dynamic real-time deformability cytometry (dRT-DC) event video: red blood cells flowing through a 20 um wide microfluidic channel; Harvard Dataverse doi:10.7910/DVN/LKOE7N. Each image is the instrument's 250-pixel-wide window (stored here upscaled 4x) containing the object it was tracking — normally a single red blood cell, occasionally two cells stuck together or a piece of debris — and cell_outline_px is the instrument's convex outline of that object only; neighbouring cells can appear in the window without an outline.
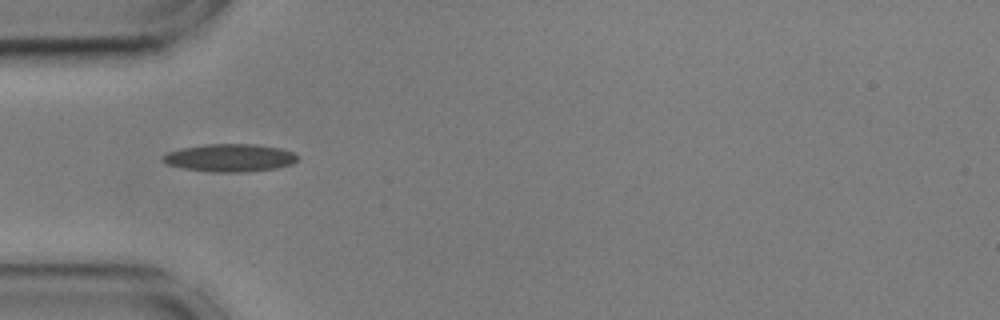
{"species": "common noctule bat (a hibernating species)", "species_latin": "Nyctalus noctula", "temperature_condition": "cold", "stored_images_in_passage": 4, "camera_frame_rate_fps": 3000, "um_per_image_px": 0.085, "animal": {"sex": "male", "body_mass_g": 17.9, "forearm_length_mm": 54.2}, "frame": {"image": 1, "passage_image": 1, "time_ms": 0.0, "image_size_px": [1000, 320], "cell_outline_px": [[296, 160], [292, 164], [276, 168], [244, 172], [216, 172], [184, 168], [168, 164], [164, 160], [164, 156], [168, 152], [180, 148], [204, 144], [256, 144], [280, 148], [292, 152], [296, 156]], "centroid_in_image_um": [19.55, 13.4], "position_along_channel_um": 65.4, "area_um2": 21.5}}